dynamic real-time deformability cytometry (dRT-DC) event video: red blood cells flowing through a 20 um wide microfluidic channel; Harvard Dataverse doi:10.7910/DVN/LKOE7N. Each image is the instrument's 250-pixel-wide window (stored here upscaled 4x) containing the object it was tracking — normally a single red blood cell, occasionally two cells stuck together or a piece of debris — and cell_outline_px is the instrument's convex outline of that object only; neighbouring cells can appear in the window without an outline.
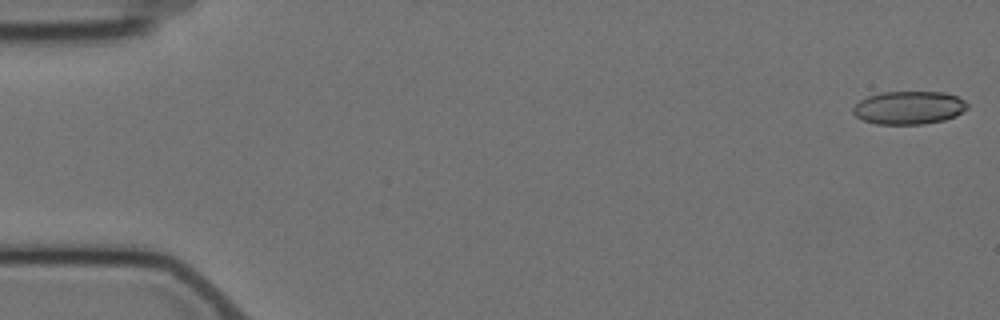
{"species": "Egyptian fruit bat (a non-hibernating species)", "species_latin": "Rousettus aegyptiacus", "temperature_condition": "cold", "stored_images_in_passage": 7, "camera_frame_rate_fps": 3000, "um_per_image_px": 0.085, "animal": {"sex": "female"}, "frame": {"image": 1, "passage_image": 1, "time_ms": 0.0, "image_size_px": [1000, 320], "cell_outline_px": [[968, 108], [956, 116], [944, 120], [924, 124], [876, 124], [864, 120], [856, 116], [852, 112], [852, 108], [860, 100], [868, 96], [884, 92], [944, 92], [956, 96], [964, 100], [968, 104]], "centroid_in_image_um": [77.27, 9.16], "position_along_channel_um": 7.7, "area_um2": 22.08}}
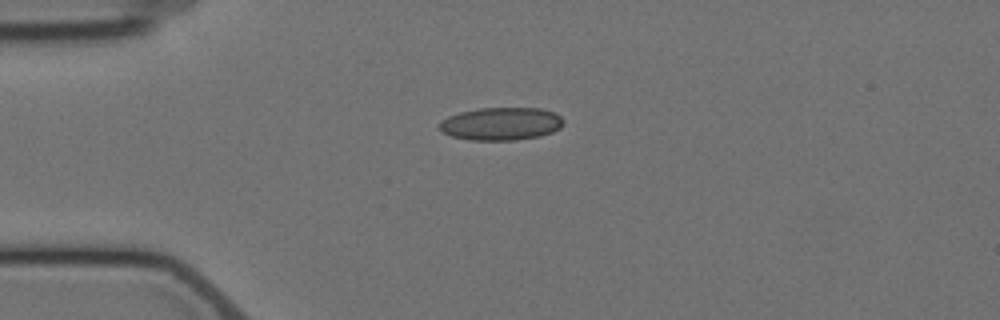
{"frame": {"image": 2, "passage_image": 5, "time_ms": 4.333, "image_size_px": [1000, 320], "cell_outline_px": [[564, 124], [560, 128], [552, 132], [540, 136], [516, 140], [468, 140], [452, 136], [436, 128], [448, 116], [460, 112], [480, 108], [540, 108], [552, 112], [560, 116], [564, 120]], "centroid_in_image_um": [42.61, 10.52], "position_along_channel_um": 42.4, "area_um2": 23.76}}